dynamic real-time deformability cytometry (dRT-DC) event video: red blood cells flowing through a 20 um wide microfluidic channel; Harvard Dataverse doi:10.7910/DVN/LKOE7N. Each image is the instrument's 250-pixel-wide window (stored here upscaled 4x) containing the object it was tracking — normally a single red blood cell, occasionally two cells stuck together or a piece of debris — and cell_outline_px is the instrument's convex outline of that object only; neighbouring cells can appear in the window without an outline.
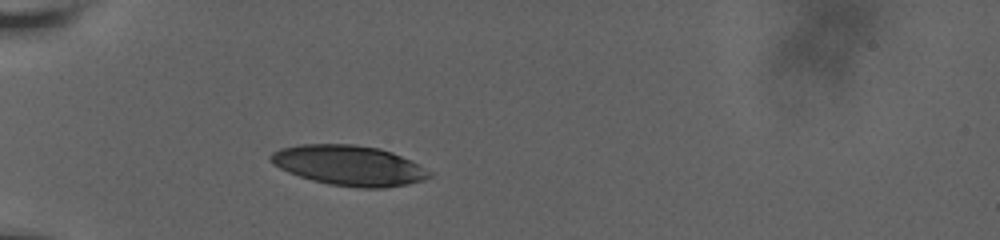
{"species": "human", "species_latin": "Homo sapiens", "temperature_condition": "room temperature", "stored_images_in_passage": 20, "camera_frame_rate_fps": 3000, "um_per_image_px": 0.085, "donor": {"sex": "male"}, "frame": {"image": 1, "passage_image": 4, "time_ms": 2.0, "image_size_px": [1000, 240], "cell_outline_px": [[432, 176], [424, 180], [408, 184], [384, 188], [360, 188], [328, 184], [312, 180], [288, 172], [272, 164], [268, 160], [268, 156], [272, 152], [280, 148], [300, 144], [352, 144], [380, 148], [392, 152], [432, 172]], "centroid_in_image_um": [29.63, 14.06], "position_along_channel_um": 55.4, "area_um2": 37.17}}
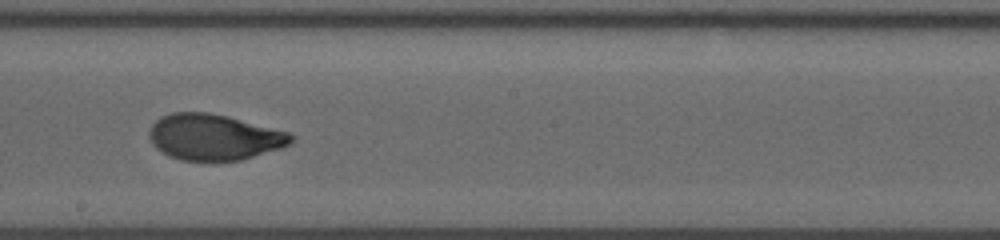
{"frame": {"image": 2, "passage_image": 12, "time_ms": 7.333, "image_size_px": [1000, 240], "cell_outline_px": [[296, 136], [288, 144], [280, 148], [240, 160], [212, 164], [180, 160], [168, 156], [160, 152], [152, 144], [148, 136], [148, 132], [152, 124], [160, 116], [172, 112], [208, 112], [228, 116], [288, 132]], "centroid_in_image_um": [18.13, 11.69], "position_along_channel_um": 230.1, "area_um2": 38.84}}
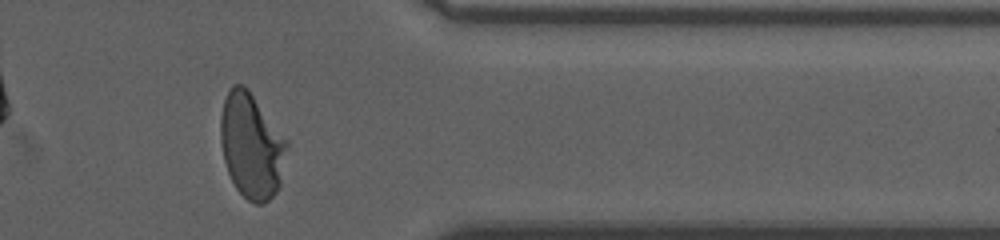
{"frame": {"image": 3, "passage_image": 18, "time_ms": 12.0, "image_size_px": [1000, 240], "cell_outline_px": [[288, 148], [280, 188], [264, 204], [256, 204], [248, 200], [236, 188], [228, 172], [224, 160], [220, 140], [220, 116], [224, 100], [232, 84], [244, 84], [248, 88], [288, 140]], "centroid_in_image_um": [21.39, 12.38], "position_along_channel_um": 390.0, "area_um2": 41.04}, "authors_computed_cell_mechanics": {"area_um2": 37.8879, "velocity_mm_per_s": 3.6369, "shape_relaxation_time_tau1_ms": 3.9701, "shape_relaxation_time_tau2_ms": null, "deformation_change_tau1": 0.1956, "deformation_change_tau2": null}}